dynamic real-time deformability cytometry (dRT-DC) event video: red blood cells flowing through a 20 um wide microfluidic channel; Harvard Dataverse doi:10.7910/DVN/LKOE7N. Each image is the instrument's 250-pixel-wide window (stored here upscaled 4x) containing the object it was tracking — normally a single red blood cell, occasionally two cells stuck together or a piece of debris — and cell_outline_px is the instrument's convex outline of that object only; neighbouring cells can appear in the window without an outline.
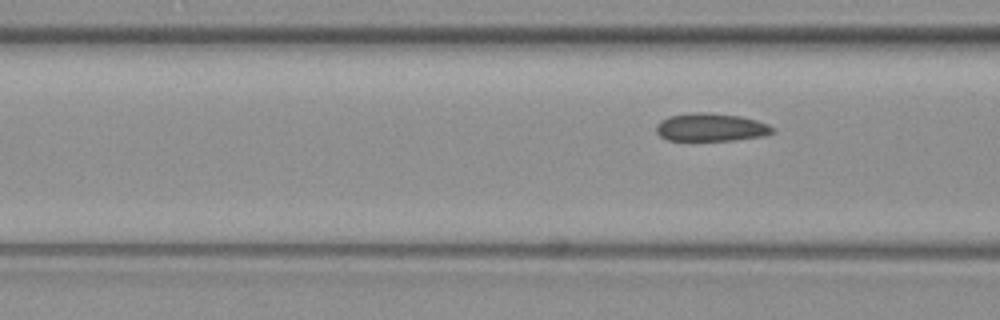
{"species": "common noctule bat (a hibernating species)", "species_latin": "Nyctalus noctula", "temperature_condition": "warm", "stored_images_in_passage": 6, "camera_frame_rate_fps": 3000, "um_per_image_px": 0.085, "animal": {"sex": "female", "body_mass_g": 19.3, "forearm_length_mm": 54.1}, "frame": {"image": 1, "passage_image": 6, "time_ms": 1.667, "image_size_px": [1000, 320], "cell_outline_px": [[776, 132], [764, 136], [736, 140], [668, 140], [660, 136], [656, 132], [656, 124], [660, 120], [668, 116], [692, 112], [708, 112], [740, 116], [756, 120], [768, 124]], "centroid_in_image_um": [60.41, 10.81], "position_along_channel_um": 106.2, "area_um2": 19.13}}